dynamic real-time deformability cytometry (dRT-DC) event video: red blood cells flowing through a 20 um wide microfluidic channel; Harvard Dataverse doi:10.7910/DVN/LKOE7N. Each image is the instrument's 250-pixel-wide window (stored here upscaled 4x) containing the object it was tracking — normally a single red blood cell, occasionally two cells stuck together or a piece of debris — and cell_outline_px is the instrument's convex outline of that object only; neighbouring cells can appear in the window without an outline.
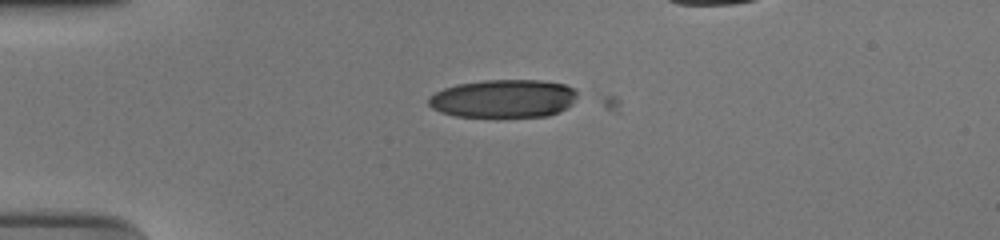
{"species": "human", "species_latin": "Homo sapiens", "temperature_condition": "cold", "stored_images_in_passage": 4, "camera_frame_rate_fps": 3000, "um_per_image_px": 0.085, "donor": {"sex": "male"}, "frame": {"image": 1, "passage_image": 1, "time_ms": 0.0, "image_size_px": [1000, 240], "cell_outline_px": [[576, 96], [572, 104], [548, 116], [456, 116], [440, 112], [432, 108], [428, 104], [428, 96], [444, 88], [456, 84], [484, 80], [540, 80], [564, 84], [572, 88], [576, 92]], "centroid_in_image_um": [42.75, 8.37], "position_along_channel_um": 42.2, "area_um2": 32.83}}